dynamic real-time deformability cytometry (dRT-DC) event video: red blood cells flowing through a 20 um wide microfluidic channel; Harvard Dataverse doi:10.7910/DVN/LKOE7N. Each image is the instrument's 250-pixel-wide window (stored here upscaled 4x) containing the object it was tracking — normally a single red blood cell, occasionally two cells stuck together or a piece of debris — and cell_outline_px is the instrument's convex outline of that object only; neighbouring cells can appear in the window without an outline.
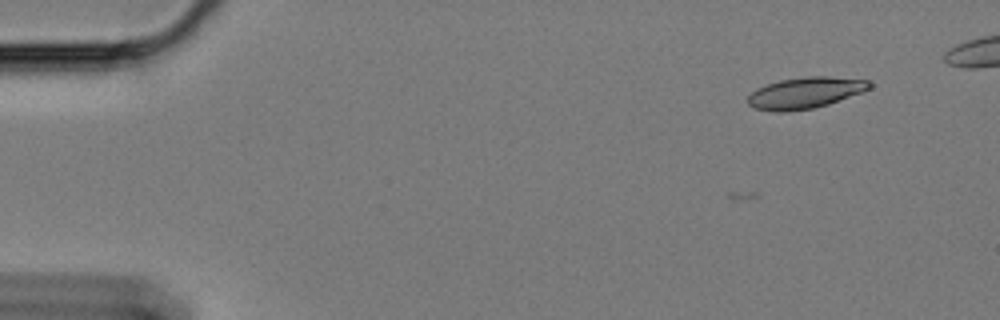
{"species": "Egyptian fruit bat (a non-hibernating species)", "species_latin": "Rousettus aegyptiacus", "temperature_condition": "cold", "stored_images_in_passage": 2, "camera_frame_rate_fps": 3000, "um_per_image_px": 0.085, "animal": {"sex": "female"}, "frame": {"image": 1, "passage_image": 2, "time_ms": 0.333, "image_size_px": [1000, 320], "cell_outline_px": [[872, 88], [828, 104], [812, 108], [780, 112], [776, 112], [756, 108], [748, 104], [748, 96], [756, 88], [780, 80], [808, 76], [828, 76], [868, 80], [872, 84]], "centroid_in_image_um": [68.44, 7.88], "position_along_channel_um": 16.6, "area_um2": 21.91}}